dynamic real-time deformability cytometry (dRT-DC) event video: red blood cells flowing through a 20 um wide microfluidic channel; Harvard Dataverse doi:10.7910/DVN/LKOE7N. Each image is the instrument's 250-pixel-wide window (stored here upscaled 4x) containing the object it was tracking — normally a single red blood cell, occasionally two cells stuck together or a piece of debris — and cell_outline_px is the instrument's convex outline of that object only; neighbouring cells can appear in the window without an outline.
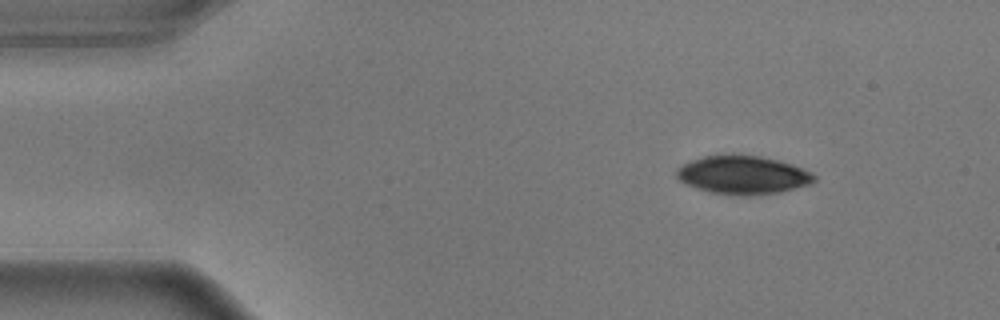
{"species": "common noctule bat (a hibernating species)", "species_latin": "Nyctalus noctula", "temperature_condition": "warm", "stored_images_in_passage": 49, "camera_frame_rate_fps": 3000, "um_per_image_px": 0.085, "animal": {"sex": "male", "body_mass_g": 17.9}, "frame": {"image": 1, "passage_image": 1, "time_ms": 0.0, "image_size_px": [1000, 320], "cell_outline_px": [[816, 180], [812, 184], [780, 192], [752, 196], [740, 196], [708, 192], [684, 184], [676, 176], [676, 168], [680, 164], [704, 156], [760, 156], [780, 160], [804, 168], [812, 172], [816, 176]], "centroid_in_image_um": [63.17, 14.9], "position_along_channel_um": 21.8, "area_um2": 31.04}}
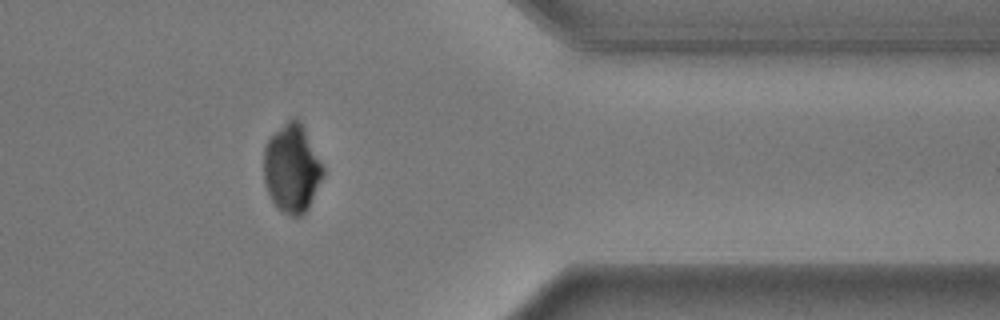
{"frame": {"image": 2, "passage_image": 39, "time_ms": 12.667, "image_size_px": [1000, 320], "cell_outline_px": [[324, 176], [308, 208], [300, 216], [292, 216], [276, 208], [264, 184], [264, 144], [292, 116], [296, 116], [300, 120], [324, 168]], "centroid_in_image_um": [24.81, 14.32], "position_along_channel_um": 386.6, "area_um2": 30.4}}
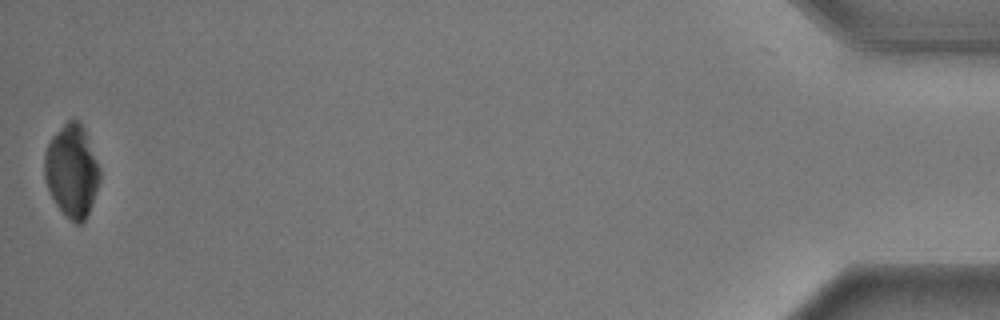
{"frame": {"image": 3, "passage_image": 49, "time_ms": 16.0, "image_size_px": [1000, 320], "cell_outline_px": [[100, 180], [88, 212], [84, 220], [80, 224], [76, 224], [56, 204], [48, 188], [44, 176], [44, 152], [52, 136], [68, 120], [80, 120], [84, 128], [100, 168]], "centroid_in_image_um": [6.1, 14.48], "position_along_channel_um": 429.1, "area_um2": 29.42}}